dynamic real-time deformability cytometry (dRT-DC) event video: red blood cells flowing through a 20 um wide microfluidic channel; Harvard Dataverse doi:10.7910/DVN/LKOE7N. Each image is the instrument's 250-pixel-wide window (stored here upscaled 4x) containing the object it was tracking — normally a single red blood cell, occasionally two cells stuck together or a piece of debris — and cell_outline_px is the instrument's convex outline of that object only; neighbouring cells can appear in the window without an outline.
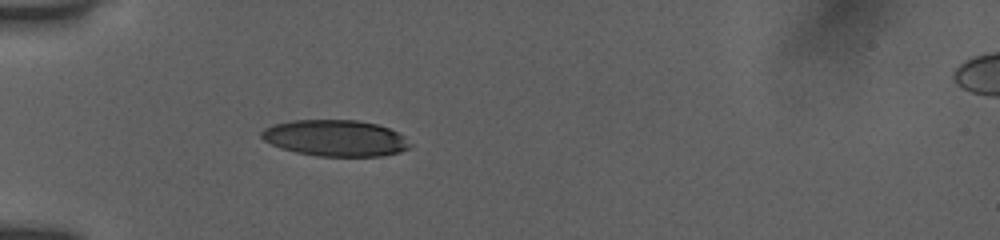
{"species": "human", "species_latin": "Homo sapiens", "temperature_condition": "room temperature", "stored_images_in_passage": 37, "camera_frame_rate_fps": 3000, "um_per_image_px": 0.085, "donor": {"sex": "female"}, "frame": {"image": 1, "passage_image": 1, "time_ms": 0.0, "image_size_px": [1000, 240], "cell_outline_px": [[412, 144], [408, 148], [400, 152], [380, 156], [316, 156], [296, 152], [280, 148], [264, 140], [260, 136], [260, 132], [264, 128], [272, 124], [292, 120], [356, 120], [376, 124], [388, 128], [404, 136]], "centroid_in_image_um": [28.48, 11.73], "position_along_channel_um": 56.5, "area_um2": 31.44}}
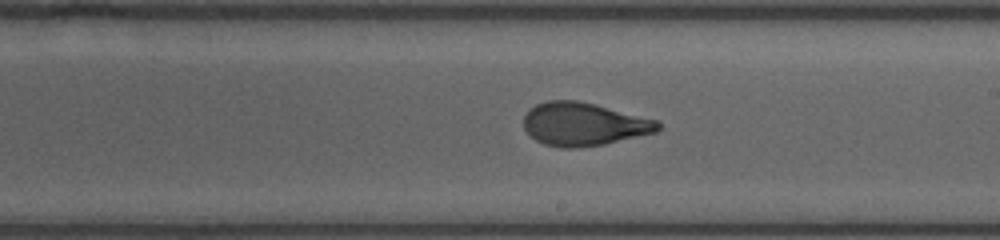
{"frame": {"image": 2, "passage_image": 16, "time_ms": 5.0, "image_size_px": [1000, 240], "cell_outline_px": [[660, 128], [656, 132], [604, 144], [572, 148], [560, 148], [544, 144], [536, 140], [524, 128], [524, 116], [536, 104], [548, 100], [576, 100], [656, 120], [660, 124]], "centroid_in_image_um": [49.58, 10.56], "position_along_channel_um": 239.4, "area_um2": 33.18}}
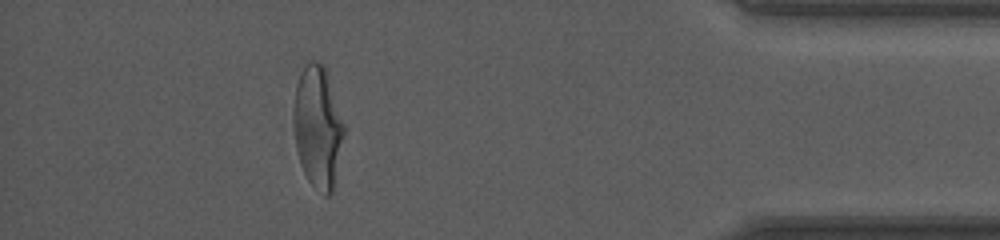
{"frame": {"image": 3, "passage_image": 32, "time_ms": 10.333, "image_size_px": [1000, 240], "cell_outline_px": [[348, 128], [332, 192], [328, 196], [324, 196], [308, 180], [304, 172], [296, 148], [296, 84], [300, 72], [308, 60], [316, 60], [324, 64], [328, 72]], "centroid_in_image_um": [27.12, 10.76], "position_along_channel_um": 408.1, "area_um2": 36.3}, "authors_computed_cell_mechanics": {"area_um2": 33.9286, "velocity_mm_per_s": 3.9182, "shape_relaxation_time_tau1_ms": 5.0665, "shape_relaxation_time_tau2_ms": 0.996, "deformation_change_tau1": 0.2351, "deformation_change_tau2": 0.0782}}